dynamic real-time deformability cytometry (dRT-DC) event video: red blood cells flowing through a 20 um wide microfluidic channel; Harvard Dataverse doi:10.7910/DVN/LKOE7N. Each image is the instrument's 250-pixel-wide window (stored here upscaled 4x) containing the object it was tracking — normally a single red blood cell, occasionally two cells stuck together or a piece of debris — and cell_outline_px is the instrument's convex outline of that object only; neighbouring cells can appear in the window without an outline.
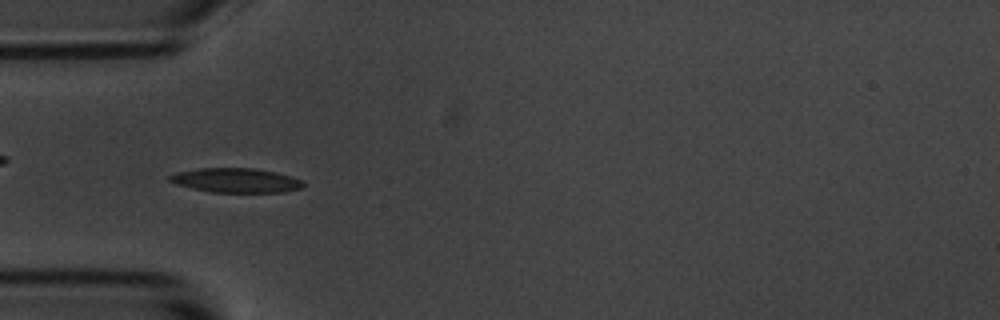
{"species": "common noctule bat (a hibernating species)", "species_latin": "Nyctalus noctula", "temperature_condition": "room temperature", "stored_images_in_passage": 54, "camera_frame_rate_fps": 3000, "um_per_image_px": 0.085, "animal": {"sex": "male", "body_mass_g": 20.1, "forearm_length_mm": 53.5}, "frame": {"image": 1, "passage_image": 16, "time_ms": 5.0, "image_size_px": [1000, 320], "cell_outline_px": [[304, 184], [300, 188], [284, 192], [208, 192], [176, 184], [168, 180], [168, 176], [176, 172], [200, 168], [252, 168], [276, 172], [300, 180]], "centroid_in_image_um": [19.99, 15.33], "position_along_channel_um": 65.0, "area_um2": 18.84}}
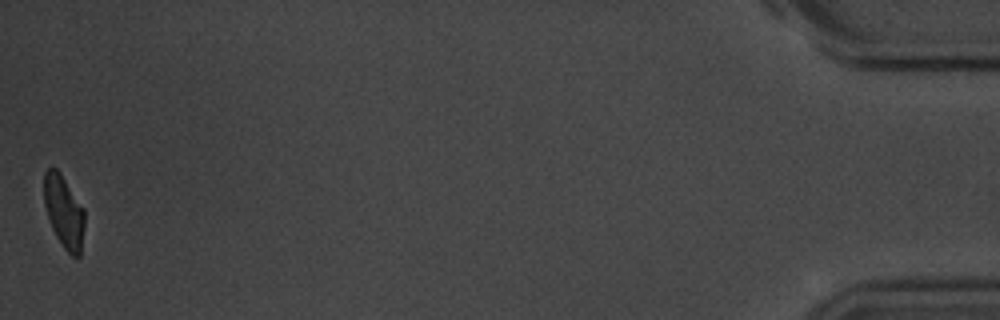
{"frame": {"image": 2, "passage_image": 54, "time_ms": 17.667, "image_size_px": [1000, 320], "cell_outline_px": [[84, 228], [80, 256], [72, 256], [64, 248], [56, 236], [52, 228], [44, 204], [44, 172], [48, 168], [56, 168], [60, 172], [84, 208]], "centroid_in_image_um": [5.43, 17.98], "position_along_channel_um": 429.8, "area_um2": 17.05}, "authors_computed_cell_mechanics": {"area_um2": 18.3804, "velocity_mm_per_s": 3.637, "shape_relaxation_time_tau1_ms": 2.4028, "shape_relaxation_time_tau2_ms": 2.5488, "deformation_change_tau1": 0.1227, "deformation_change_tau2": 0.0703}}